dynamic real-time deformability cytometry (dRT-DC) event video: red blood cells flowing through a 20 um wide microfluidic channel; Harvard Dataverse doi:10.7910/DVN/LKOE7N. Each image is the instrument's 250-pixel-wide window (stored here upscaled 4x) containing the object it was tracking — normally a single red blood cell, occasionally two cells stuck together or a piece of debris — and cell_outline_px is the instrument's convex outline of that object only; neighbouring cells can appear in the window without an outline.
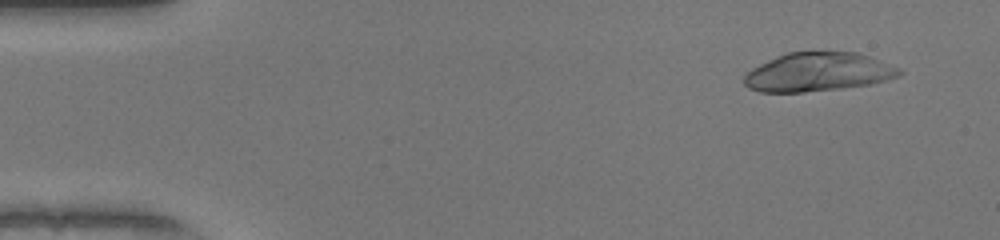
{"species": "human", "species_latin": "Homo sapiens", "temperature_condition": "warm", "stored_images_in_passage": 50, "camera_frame_rate_fps": 3000, "um_per_image_px": 0.085, "donor": {"sex": "female"}, "frame": {"image": 1, "passage_image": 4, "time_ms": 1.0, "image_size_px": [1000, 240], "cell_outline_px": [[904, 72], [896, 76], [872, 84], [840, 88], [804, 92], [760, 92], [748, 88], [744, 84], [744, 76], [752, 68], [776, 56], [788, 52], [856, 52], [868, 56], [900, 68]], "centroid_in_image_um": [69.5, 6.13], "position_along_channel_um": 15.5, "area_um2": 34.8}}
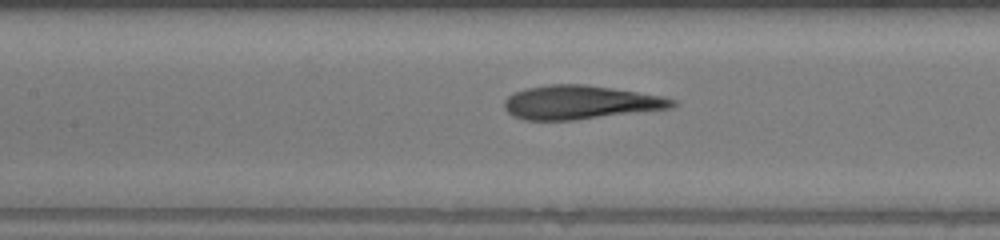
{"frame": {"image": 2, "passage_image": 23, "time_ms": 7.333, "image_size_px": [1000, 240], "cell_outline_px": [[680, 104], [672, 108], [572, 120], [524, 120], [512, 116], [504, 108], [504, 100], [512, 92], [528, 88], [548, 84], [584, 84], [664, 96], [676, 100]], "centroid_in_image_um": [49.32, 8.7], "position_along_channel_um": 158.1, "area_um2": 33.12}}
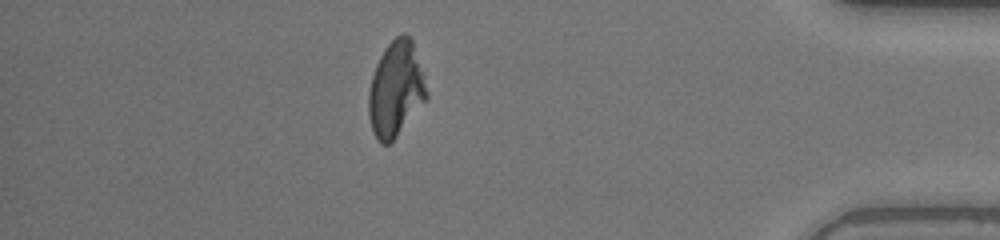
{"frame": {"image": 3, "passage_image": 44, "time_ms": 14.333, "image_size_px": [1000, 240], "cell_outline_px": [[428, 100], [396, 136], [388, 144], [380, 144], [372, 132], [368, 116], [368, 92], [372, 76], [376, 64], [384, 48], [400, 32], [404, 32], [412, 40], [424, 72], [428, 92]], "centroid_in_image_um": [33.66, 7.57], "position_along_channel_um": 401.5, "area_um2": 32.71}, "authors_computed_cell_mechanics": {"area_um2": 33.4373, "velocity_mm_per_s": 4.0787, "shape_relaxation_time_tau1_ms": 9.7753, "shape_relaxation_time_tau2_ms": 1.085, "deformation_change_tau1": 0.3626, "deformation_change_tau2": 0.0794}}